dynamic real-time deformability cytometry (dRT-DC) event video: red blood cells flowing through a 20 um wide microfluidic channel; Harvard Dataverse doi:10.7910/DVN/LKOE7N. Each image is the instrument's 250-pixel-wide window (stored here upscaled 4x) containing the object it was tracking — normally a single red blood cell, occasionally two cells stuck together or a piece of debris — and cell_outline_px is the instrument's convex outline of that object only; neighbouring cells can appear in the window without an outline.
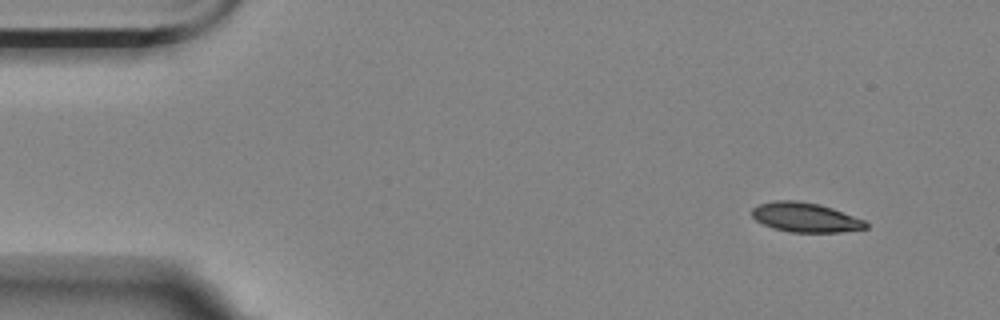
{"species": "Egyptian fruit bat (a non-hibernating species)", "species_latin": "Rousettus aegyptiacus", "temperature_condition": "room temperature", "stored_images_in_passage": 7, "camera_frame_rate_fps": 3000, "um_per_image_px": 0.085, "animal": {"sex": "female"}, "frame": {"image": 1, "passage_image": 1, "time_ms": 0.0, "image_size_px": [1000, 320], "cell_outline_px": [[868, 228], [844, 232], [788, 232], [772, 228], [756, 220], [752, 216], [752, 208], [760, 204], [776, 200], [796, 200], [820, 204], [832, 208], [864, 220], [868, 224]], "centroid_in_image_um": [68.46, 18.48], "position_along_channel_um": 16.5, "area_um2": 19.59}}
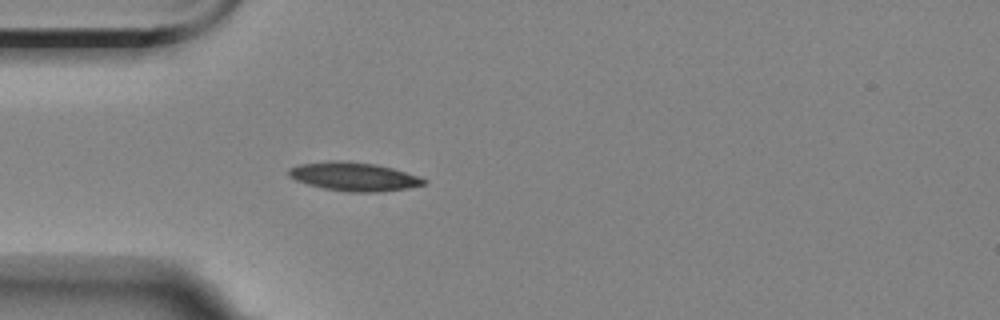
{"frame": {"image": 2, "passage_image": 4, "time_ms": 3.667, "image_size_px": [1000, 320], "cell_outline_px": [[428, 180], [424, 184], [408, 188], [376, 192], [348, 192], [324, 188], [308, 184], [296, 180], [288, 176], [288, 168], [300, 164], [328, 160], [344, 160], [376, 164], [392, 168]], "centroid_in_image_um": [30.03, 15.0], "position_along_channel_um": 55.0, "area_um2": 22.48}}